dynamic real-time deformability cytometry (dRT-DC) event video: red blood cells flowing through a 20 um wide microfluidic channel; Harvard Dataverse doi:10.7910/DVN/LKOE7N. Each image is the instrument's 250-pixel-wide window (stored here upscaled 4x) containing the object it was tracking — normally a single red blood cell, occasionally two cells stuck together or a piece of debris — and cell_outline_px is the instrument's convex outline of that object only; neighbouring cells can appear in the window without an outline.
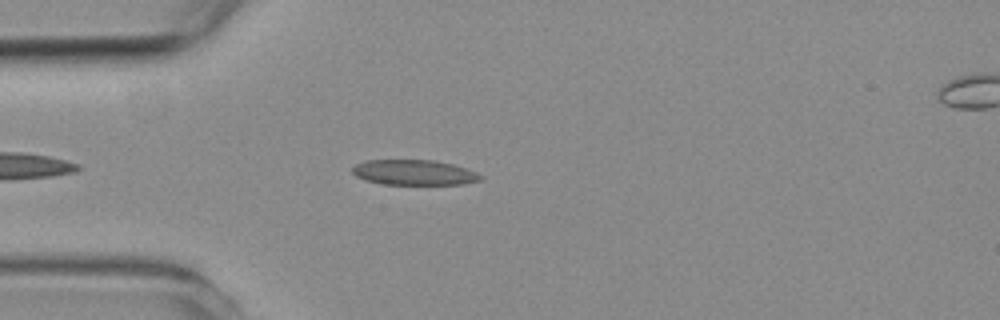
{"species": "common noctule bat (a hibernating species)", "species_latin": "Nyctalus noctula", "temperature_condition": "room temperature", "stored_images_in_passage": 4, "camera_frame_rate_fps": 3000, "um_per_image_px": 0.085, "animal": {"sex": "female", "body_mass_g": 19.3, "forearm_length_mm": 54.1}, "frame": {"image": 1, "passage_image": 3, "time_ms": 2.667, "image_size_px": [1000, 320], "cell_outline_px": [[484, 176], [480, 180], [460, 184], [384, 184], [364, 180], [356, 176], [352, 172], [352, 168], [356, 164], [368, 160], [432, 160], [452, 164], [468, 168]], "centroid_in_image_um": [35.2, 14.66], "position_along_channel_um": 49.8, "area_um2": 18.79}}